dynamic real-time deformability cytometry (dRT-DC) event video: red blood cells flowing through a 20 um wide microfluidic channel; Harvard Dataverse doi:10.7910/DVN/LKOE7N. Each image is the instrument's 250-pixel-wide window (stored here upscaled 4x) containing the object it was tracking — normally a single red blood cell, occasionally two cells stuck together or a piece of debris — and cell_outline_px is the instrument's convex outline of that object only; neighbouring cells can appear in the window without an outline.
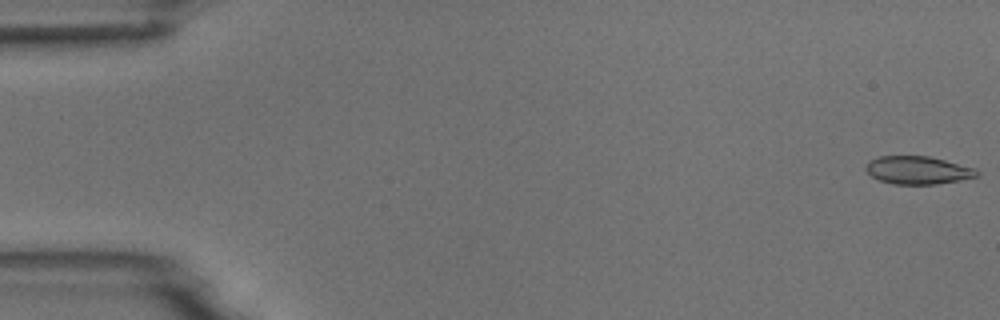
{"species": "common noctule bat (a hibernating species)", "species_latin": "Nyctalus noctula", "temperature_condition": "room temperature", "stored_images_in_passage": 5, "camera_frame_rate_fps": 3000, "um_per_image_px": 0.085, "animal": {"sex": "male", "body_mass_g": 18.8}, "frame": {"image": 1, "passage_image": 1, "time_ms": 0.0, "image_size_px": [1000, 320], "cell_outline_px": [[980, 172], [976, 176], [960, 180], [936, 184], [892, 184], [880, 180], [872, 176], [864, 168], [868, 160], [880, 156], [928, 156], [976, 168]], "centroid_in_image_um": [78.0, 14.46], "position_along_channel_um": 7.0, "area_um2": 18.03}}
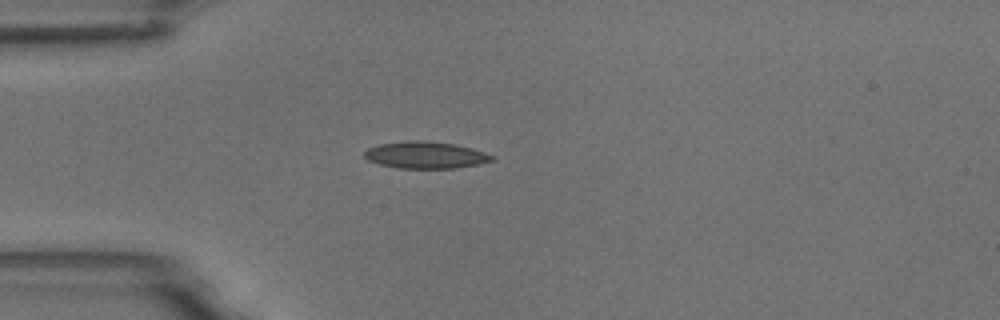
{"frame": {"image": 2, "passage_image": 5, "time_ms": 4.667, "image_size_px": [1000, 320], "cell_outline_px": [[496, 160], [480, 164], [456, 168], [400, 168], [380, 164], [368, 160], [364, 156], [364, 152], [368, 148], [380, 144], [408, 140], [424, 140], [456, 144], [484, 152], [496, 156]], "centroid_in_image_um": [36.21, 13.17], "position_along_channel_um": 48.8, "area_um2": 20.06}}